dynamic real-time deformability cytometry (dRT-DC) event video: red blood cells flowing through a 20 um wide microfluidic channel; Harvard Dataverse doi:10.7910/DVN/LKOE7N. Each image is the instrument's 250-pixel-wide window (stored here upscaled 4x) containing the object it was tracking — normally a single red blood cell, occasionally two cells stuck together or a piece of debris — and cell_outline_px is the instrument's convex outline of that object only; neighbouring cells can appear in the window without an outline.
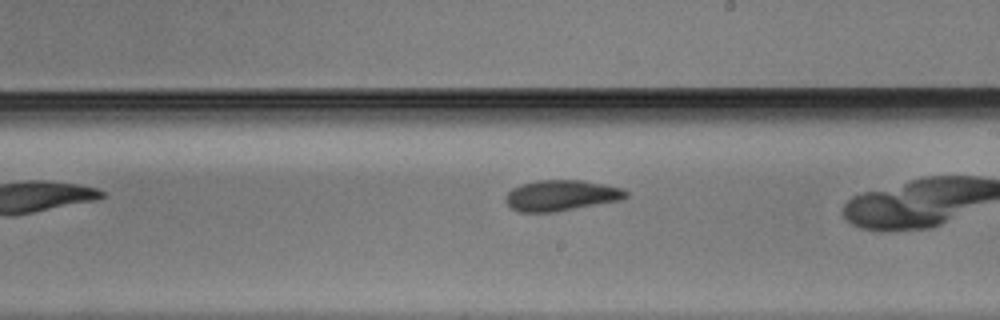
{"species": "Egyptian fruit bat (a non-hibernating species)", "species_latin": "Rousettus aegyptiacus", "temperature_condition": "warm", "stored_images_in_passage": 36, "camera_frame_rate_fps": 3000, "um_per_image_px": 0.085, "animal": {"sex": "male"}, "frame": {"image": 1, "passage_image": 26, "time_ms": 8.333, "image_size_px": [1000, 320], "cell_outline_px": [[628, 196], [624, 200], [556, 212], [520, 212], [512, 208], [504, 200], [504, 196], [512, 188], [520, 184], [536, 180], [580, 180], [604, 184], [620, 188], [628, 192]], "centroid_in_image_um": [47.7, 16.62], "position_along_channel_um": 241.3, "area_um2": 21.85}}